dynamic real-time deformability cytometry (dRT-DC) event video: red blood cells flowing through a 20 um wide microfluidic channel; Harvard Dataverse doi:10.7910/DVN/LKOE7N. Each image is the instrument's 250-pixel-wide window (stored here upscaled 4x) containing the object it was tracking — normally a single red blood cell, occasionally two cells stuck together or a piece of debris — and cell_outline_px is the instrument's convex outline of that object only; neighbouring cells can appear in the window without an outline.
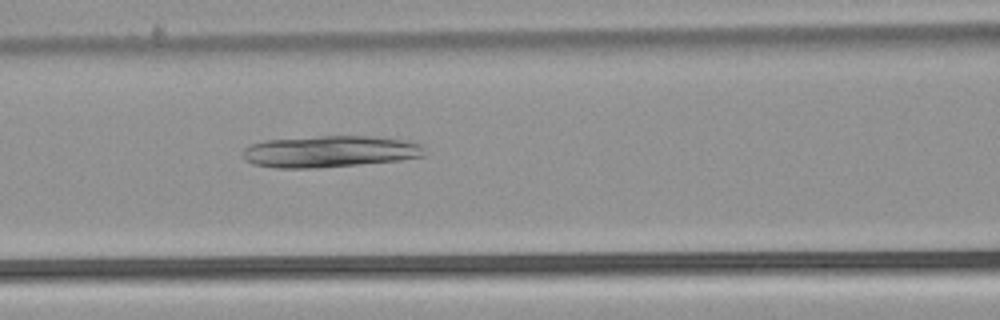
{"species": "common noctule bat (a hibernating species)", "species_latin": "Nyctalus noctula", "temperature_condition": "warm", "stored_images_in_passage": 35, "camera_frame_rate_fps": 3000, "um_per_image_px": 0.085, "animal": {"sex": "male", "body_mass_g": 21.5, "forearm_length_mm": 52.0}, "frame": {"image": 1, "passage_image": 7, "time_ms": 2.0, "image_size_px": [1000, 320], "cell_outline_px": [[424, 156], [400, 160], [320, 168], [276, 168], [252, 164], [244, 160], [244, 148], [252, 144], [264, 140], [320, 136], [368, 136], [408, 140], [424, 144]], "centroid_in_image_um": [28.05, 12.88], "position_along_channel_um": 138.5, "area_um2": 33.7}}
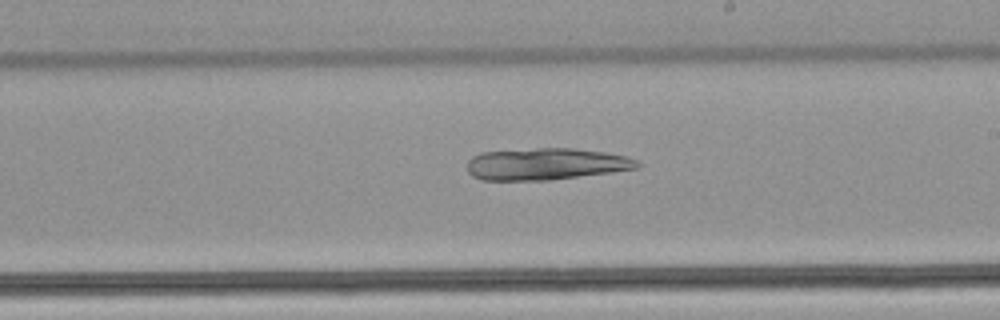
{"frame": {"image": 2, "passage_image": 15, "time_ms": 4.667, "image_size_px": [1000, 320], "cell_outline_px": [[640, 164], [636, 168], [612, 172], [548, 180], [484, 180], [472, 176], [468, 172], [468, 160], [472, 156], [480, 152], [536, 148], [572, 148], [604, 152], [628, 156], [636, 160]], "centroid_in_image_um": [46.38, 13.93], "position_along_channel_um": 242.6, "area_um2": 31.5}}
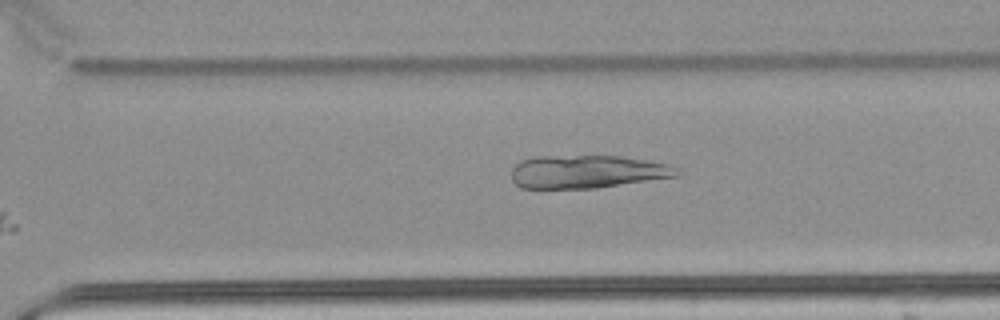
{"frame": {"image": 3, "passage_image": 21, "time_ms": 6.667, "image_size_px": [1000, 320], "cell_outline_px": [[680, 172], [676, 176], [596, 188], [520, 188], [512, 180], [512, 168], [520, 160], [536, 156], [620, 156], [668, 164], [680, 168]], "centroid_in_image_um": [49.88, 14.59], "position_along_channel_um": 320.7, "area_um2": 31.79}}